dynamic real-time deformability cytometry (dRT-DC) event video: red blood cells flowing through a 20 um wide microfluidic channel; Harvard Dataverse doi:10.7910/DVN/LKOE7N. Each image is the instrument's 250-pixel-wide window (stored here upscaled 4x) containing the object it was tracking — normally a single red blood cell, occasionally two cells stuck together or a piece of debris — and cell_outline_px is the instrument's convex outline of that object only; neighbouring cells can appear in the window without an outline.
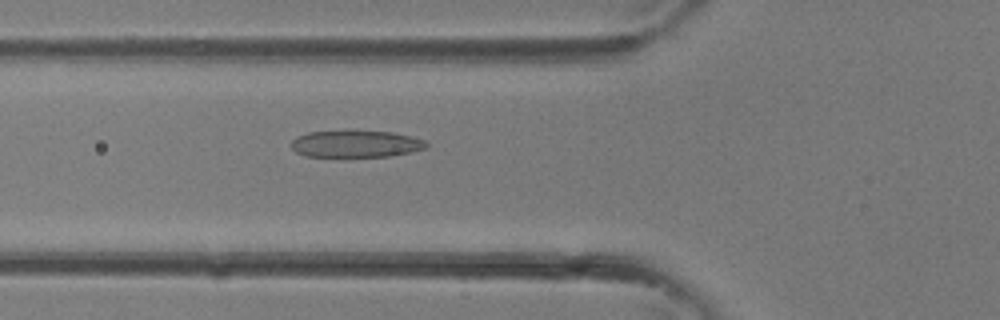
{"species": "common noctule bat (a hibernating species)", "species_latin": "Nyctalus noctula", "temperature_condition": "room temperature", "stored_images_in_passage": 6, "camera_frame_rate_fps": 3000, "um_per_image_px": 0.085, "animal": {"sex": "female"}, "frame": {"image": 1, "passage_image": 5, "time_ms": 1.333, "image_size_px": [1000, 320], "cell_outline_px": [[428, 148], [412, 152], [388, 156], [304, 156], [296, 152], [292, 148], [292, 140], [296, 136], [308, 132], [344, 128], [348, 128], [392, 132], [412, 136], [424, 140], [428, 144]], "centroid_in_image_um": [30.24, 12.18], "position_along_channel_um": 95.6, "area_um2": 22.08}}